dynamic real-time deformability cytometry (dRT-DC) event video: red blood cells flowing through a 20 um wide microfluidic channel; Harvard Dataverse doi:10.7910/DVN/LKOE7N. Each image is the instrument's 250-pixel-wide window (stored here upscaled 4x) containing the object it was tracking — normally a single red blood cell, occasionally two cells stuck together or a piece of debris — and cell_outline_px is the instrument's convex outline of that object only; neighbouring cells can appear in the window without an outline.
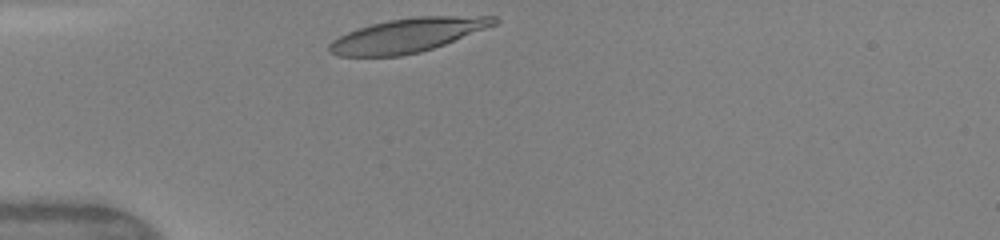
{"species": "human", "species_latin": "Homo sapiens", "temperature_condition": "warm", "stored_images_in_passage": 28, "camera_frame_rate_fps": 3000, "um_per_image_px": 0.085, "donor": {"sex": "female"}, "frame": {"image": 1, "passage_image": 1, "time_ms": 0.0, "image_size_px": [1000, 240], "cell_outline_px": [[500, 20], [496, 24], [444, 44], [420, 52], [400, 56], [340, 56], [328, 52], [328, 44], [332, 40], [356, 28], [388, 20], [416, 16], [496, 16]], "centroid_in_image_um": [34.61, 2.99], "position_along_channel_um": 50.4, "area_um2": 32.43}}
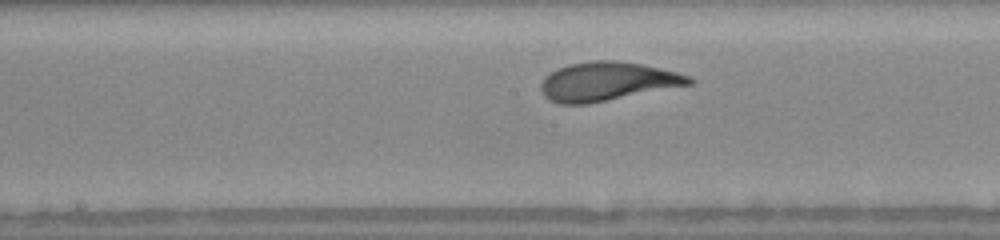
{"frame": {"image": 2, "passage_image": 13, "time_ms": 4.0, "image_size_px": [1000, 240], "cell_outline_px": [[696, 80], [692, 84], [588, 104], [560, 104], [544, 96], [540, 88], [540, 84], [544, 76], [568, 64], [592, 60], [616, 60], [640, 64], [676, 72], [688, 76]], "centroid_in_image_um": [51.6, 6.92], "position_along_channel_um": 196.6, "area_um2": 33.29}}
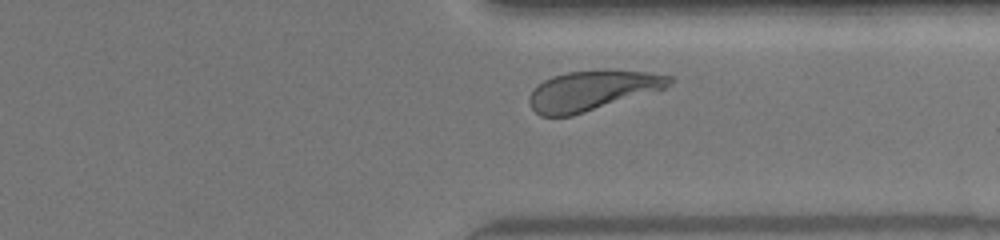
{"frame": {"image": 3, "passage_image": 25, "time_ms": 8.0, "image_size_px": [1000, 240], "cell_outline_px": [[676, 80], [664, 88], [572, 116], [540, 116], [532, 108], [528, 100], [528, 96], [532, 88], [536, 84], [552, 76], [568, 72], [608, 68], [648, 72], [676, 76]], "centroid_in_image_um": [50.33, 7.66], "position_along_channel_um": 361.1, "area_um2": 33.0}, "authors_computed_cell_mechanics": {"area_um2": 32.8304, "velocity_mm_per_s": 4.1074, "shape_relaxation_time_tau1_ms": 2.3605, "shape_relaxation_time_tau2_ms": null, "deformation_change_tau1": 0.1541, "deformation_change_tau2": null}}